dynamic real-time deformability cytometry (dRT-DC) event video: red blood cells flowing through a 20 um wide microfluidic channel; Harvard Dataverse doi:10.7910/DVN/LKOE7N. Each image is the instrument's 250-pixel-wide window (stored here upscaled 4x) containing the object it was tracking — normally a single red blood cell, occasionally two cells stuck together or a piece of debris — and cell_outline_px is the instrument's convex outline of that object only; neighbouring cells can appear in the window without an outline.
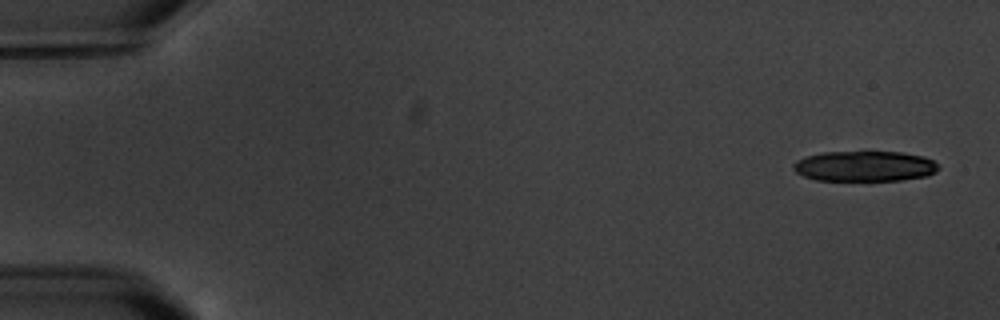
{"species": "common noctule bat (a hibernating species)", "species_latin": "Nyctalus noctula", "temperature_condition": "warm", "stored_images_in_passage": 11, "camera_frame_rate_fps": 3000, "um_per_image_px": 0.085, "animal": {"sex": "male", "body_mass_g": 20.1, "forearm_length_mm": 53.5}, "frame": {"image": 1, "passage_image": 1, "time_ms": 0.0, "image_size_px": [1000, 320], "cell_outline_px": [[940, 168], [936, 172], [928, 176], [900, 180], [816, 180], [804, 176], [796, 172], [792, 168], [792, 164], [796, 160], [804, 156], [820, 152], [900, 152], [924, 156], [932, 160]], "centroid_in_image_um": [73.47, 14.12], "position_along_channel_um": 11.5, "area_um2": 25.84}}
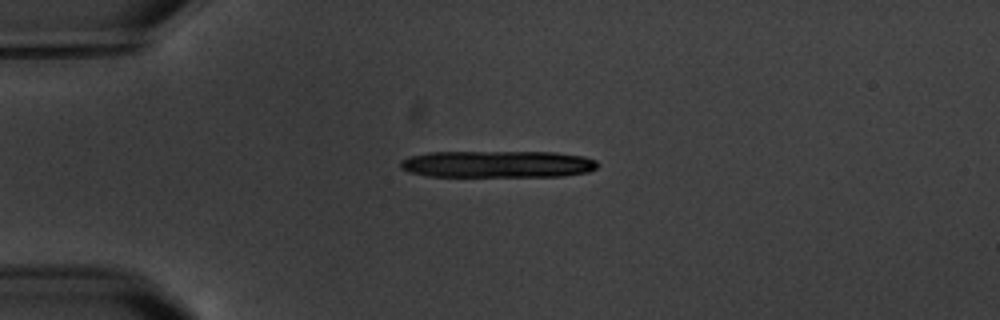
{"frame": {"image": 2, "passage_image": 4, "time_ms": 4.0, "image_size_px": [1000, 320], "cell_outline_px": [[600, 164], [596, 168], [588, 172], [564, 176], [428, 176], [408, 172], [400, 168], [400, 160], [412, 156], [428, 152], [556, 152], [584, 156], [596, 160]], "centroid_in_image_um": [42.32, 13.95], "position_along_channel_um": 42.7, "area_um2": 31.1}}
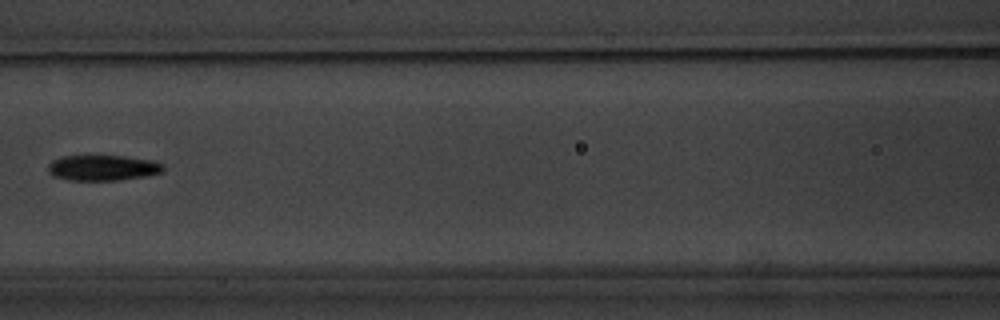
{"frame": {"image": 3, "passage_image": 8, "time_ms": 8.333, "image_size_px": [1000, 320], "cell_outline_px": [[164, 172], [144, 176], [120, 180], [68, 180], [52, 176], [48, 172], [48, 164], [52, 160], [60, 156], [124, 156], [152, 160], [164, 164]], "centroid_in_image_um": [8.72, 14.26], "position_along_channel_um": 157.9, "area_um2": 17.28}}